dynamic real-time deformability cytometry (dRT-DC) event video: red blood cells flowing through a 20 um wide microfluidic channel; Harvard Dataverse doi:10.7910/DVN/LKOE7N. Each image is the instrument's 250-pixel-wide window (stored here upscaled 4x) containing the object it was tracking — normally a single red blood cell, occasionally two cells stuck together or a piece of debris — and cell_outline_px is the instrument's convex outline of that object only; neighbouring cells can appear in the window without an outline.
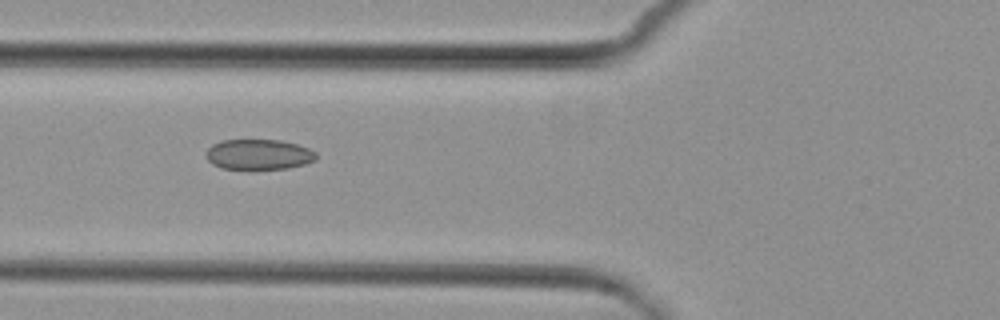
{"species": "common noctule bat (a hibernating species)", "species_latin": "Nyctalus noctula", "temperature_condition": "cold", "stored_images_in_passage": 2, "camera_frame_rate_fps": 3000, "um_per_image_px": 0.085, "animal": {"sex": "female", "body_mass_g": 29.2, "forearm_length_mm": 56.3}, "frame": {"image": 1, "passage_image": 2, "time_ms": 2.333, "image_size_px": [1000, 320], "cell_outline_px": [[316, 160], [304, 164], [288, 168], [256, 172], [252, 172], [220, 168], [212, 164], [208, 160], [208, 148], [212, 144], [224, 140], [280, 140], [296, 144], [308, 148], [316, 152]], "centroid_in_image_um": [21.99, 13.18], "position_along_channel_um": 103.8, "area_um2": 20.17}}